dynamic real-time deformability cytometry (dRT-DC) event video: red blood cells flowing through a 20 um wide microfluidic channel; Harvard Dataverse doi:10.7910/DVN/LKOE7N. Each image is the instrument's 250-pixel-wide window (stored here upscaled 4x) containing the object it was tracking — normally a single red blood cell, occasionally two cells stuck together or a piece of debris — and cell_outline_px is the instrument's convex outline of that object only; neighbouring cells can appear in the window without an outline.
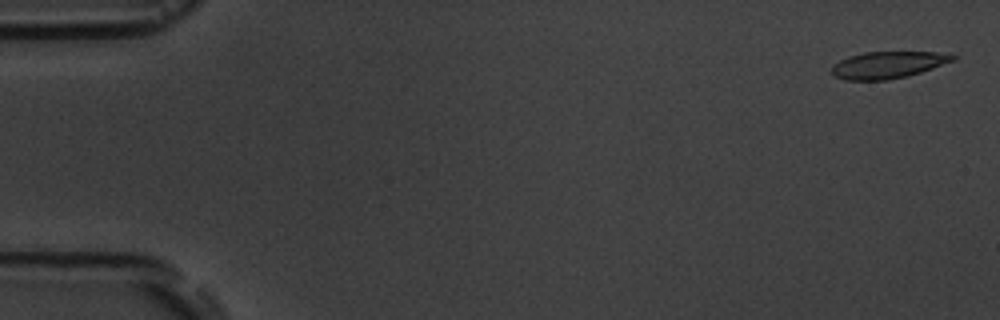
{"species": "common noctule bat (a hibernating species)", "species_latin": "Nyctalus noctula", "temperature_condition": "room temperature", "stored_images_in_passage": 5, "camera_frame_rate_fps": 3000, "um_per_image_px": 0.085, "animal": {"sex": "male", "body_mass_g": 19.5, "forearm_length_mm": 54.6}, "frame": {"image": 1, "passage_image": 1, "time_ms": 0.0, "image_size_px": [1000, 320], "cell_outline_px": [[956, 60], [908, 76], [888, 80], [844, 80], [832, 76], [832, 64], [848, 56], [864, 52], [936, 52], [956, 56]], "centroid_in_image_um": [75.42, 5.52], "position_along_channel_um": 9.6, "area_um2": 19.02}}
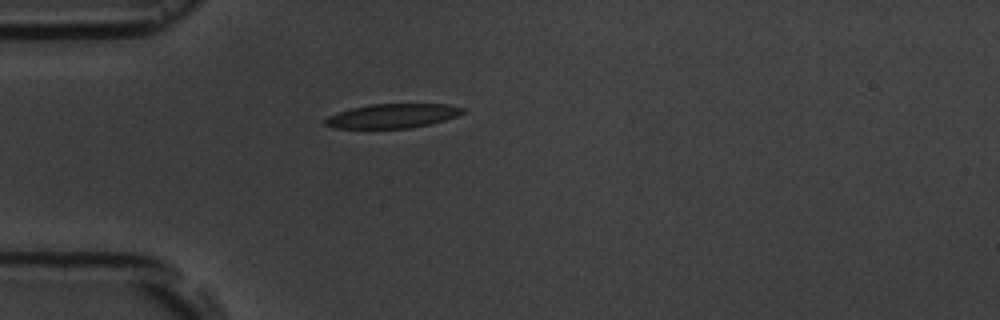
{"frame": {"image": 2, "passage_image": 5, "time_ms": 4.667, "image_size_px": [1000, 320], "cell_outline_px": [[468, 108], [464, 112], [456, 116], [444, 120], [428, 124], [408, 128], [332, 128], [324, 124], [324, 120], [328, 116], [352, 108], [372, 104], [448, 104]], "centroid_in_image_um": [33.38, 9.85], "position_along_channel_um": 51.6, "area_um2": 19.31}}